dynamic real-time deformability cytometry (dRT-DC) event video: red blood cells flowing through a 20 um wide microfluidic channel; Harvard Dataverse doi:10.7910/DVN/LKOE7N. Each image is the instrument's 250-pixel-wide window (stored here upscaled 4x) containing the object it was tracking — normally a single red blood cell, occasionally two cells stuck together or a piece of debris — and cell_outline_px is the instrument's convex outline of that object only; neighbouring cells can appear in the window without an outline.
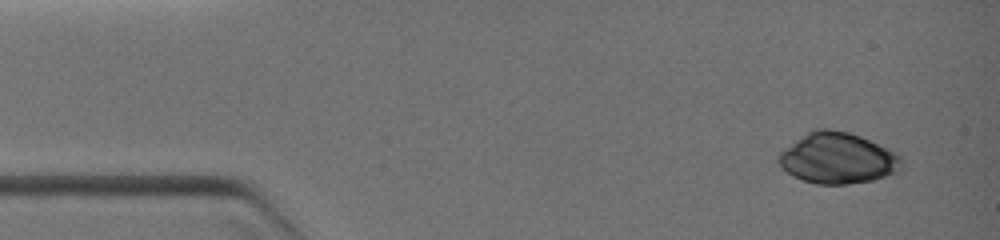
{"species": "common noctule bat (a hibernating species)", "species_latin": "Nyctalus noctula", "temperature_condition": "warm", "stored_images_in_passage": 13, "camera_frame_rate_fps": 3000, "um_per_image_px": 0.085, "animal": {"sex": "female", "body_mass_g": 19.0, "forearm_length_mm": 51.5}, "frame": {"image": 1, "passage_image": 3, "time_ms": 0.667, "image_size_px": [1000, 240], "cell_outline_px": [[900, 168], [896, 172], [872, 180], [848, 184], [816, 184], [792, 176], [780, 164], [776, 156], [784, 148], [812, 128], [828, 128], [848, 132], [860, 136], [896, 152], [900, 156]], "centroid_in_image_um": [71.16, 13.43], "position_along_channel_um": 13.8, "area_um2": 36.3}}